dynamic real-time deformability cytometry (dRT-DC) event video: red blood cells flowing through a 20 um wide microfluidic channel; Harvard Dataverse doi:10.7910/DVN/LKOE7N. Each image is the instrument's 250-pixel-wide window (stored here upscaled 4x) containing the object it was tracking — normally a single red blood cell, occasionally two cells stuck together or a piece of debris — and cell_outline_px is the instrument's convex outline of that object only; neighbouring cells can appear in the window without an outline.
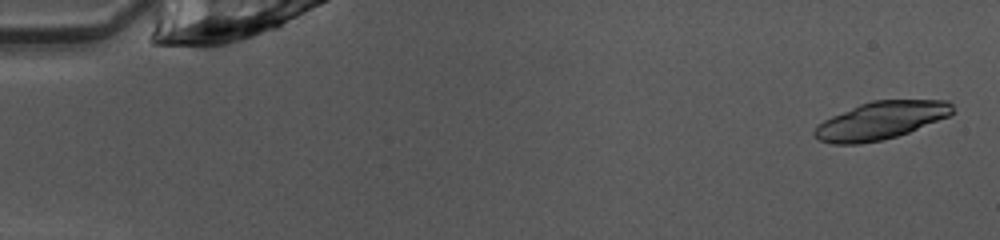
{"species": "common noctule bat (a hibernating species)", "species_latin": "Nyctalus noctula", "temperature_condition": "warm", "stored_images_in_passage": 48, "camera_frame_rate_fps": 3000, "um_per_image_px": 0.085, "animal": {"sex": "female", "body_mass_g": 10.0, "forearm_length_mm": 53.1}, "frame": {"image": 1, "passage_image": 2, "time_ms": 0.333, "image_size_px": [1000, 240], "cell_outline_px": [[956, 112], [948, 116], [908, 132], [896, 136], [880, 140], [860, 144], [832, 144], [820, 140], [812, 132], [824, 120], [832, 116], [860, 104], [872, 100], [948, 100], [952, 104]], "centroid_in_image_um": [74.89, 10.23], "position_along_channel_um": 10.1, "area_um2": 30.0}}